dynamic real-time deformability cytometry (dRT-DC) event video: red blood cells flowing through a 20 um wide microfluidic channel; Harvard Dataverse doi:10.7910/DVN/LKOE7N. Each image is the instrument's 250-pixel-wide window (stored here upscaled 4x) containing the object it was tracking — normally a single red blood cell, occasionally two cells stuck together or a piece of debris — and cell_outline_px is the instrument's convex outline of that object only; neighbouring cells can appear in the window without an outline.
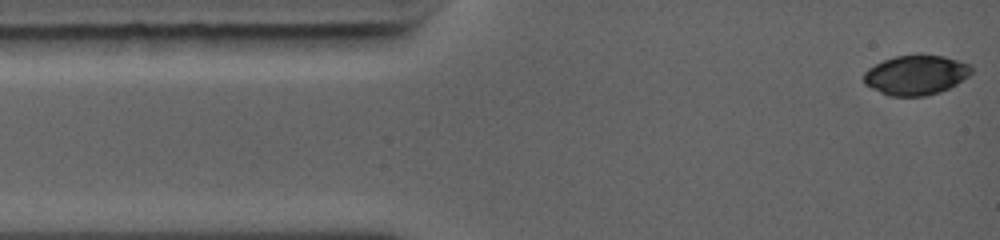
{"species": "common noctule bat (a hibernating species)", "species_latin": "Nyctalus noctula", "temperature_condition": "warm", "stored_images_in_passage": 51, "camera_frame_rate_fps": 5000, "um_per_image_px": 0.085, "animal": {"sex": "female", "body_mass_g": 19.0, "forearm_length_mm": 56.7}, "frame": {"image": 1, "passage_image": 1, "time_ms": 0.0, "image_size_px": [1000, 240], "cell_outline_px": [[972, 72], [968, 76], [956, 84], [940, 92], [924, 96], [892, 96], [880, 92], [864, 84], [864, 72], [868, 68], [884, 60], [896, 56], [920, 52], [944, 56], [968, 64], [972, 68]], "centroid_in_image_um": [77.85, 6.34], "position_along_channel_um": 7.2, "area_um2": 25.14}}
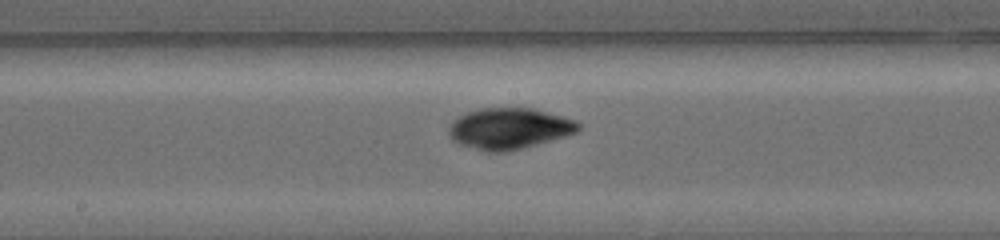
{"frame": {"image": 2, "passage_image": 29, "time_ms": 6.0, "image_size_px": [1000, 240], "cell_outline_px": [[580, 128], [576, 132], [564, 136], [536, 144], [504, 152], [488, 152], [456, 144], [448, 136], [448, 124], [452, 120], [468, 112], [480, 108], [532, 108], [576, 120], [580, 124]], "centroid_in_image_um": [43.21, 10.92], "position_along_channel_um": 205.0, "area_um2": 30.98}}
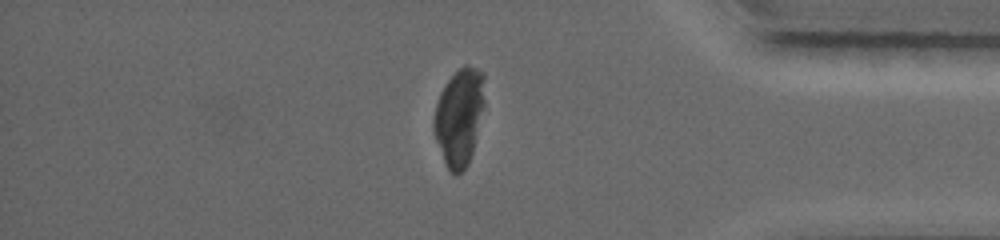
{"frame": {"image": 3, "passage_image": 51, "time_ms": 10.8, "image_size_px": [1000, 240], "cell_outline_px": [[484, 104], [472, 152], [468, 164], [456, 176], [448, 168], [444, 160], [436, 140], [432, 128], [432, 120], [436, 104], [440, 92], [448, 80], [464, 64], [468, 64], [484, 72]], "centroid_in_image_um": [39.03, 9.9], "position_along_channel_um": 396.2, "area_um2": 28.55}}